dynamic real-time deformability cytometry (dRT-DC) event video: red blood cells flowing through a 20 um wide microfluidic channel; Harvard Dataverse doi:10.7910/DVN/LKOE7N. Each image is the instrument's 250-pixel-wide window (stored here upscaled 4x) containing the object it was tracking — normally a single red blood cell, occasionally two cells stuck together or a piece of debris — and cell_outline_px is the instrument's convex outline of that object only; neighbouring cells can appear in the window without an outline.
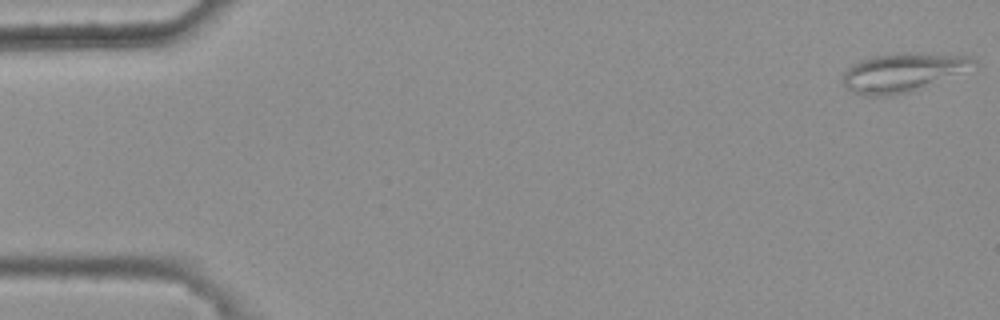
{"species": "common noctule bat (a hibernating species)", "species_latin": "Nyctalus noctula", "temperature_condition": "warm", "stored_images_in_passage": 49, "camera_frame_rate_fps": 3000, "um_per_image_px": 0.085, "animal": {"sex": "female", "body_mass_g": 25.1}, "frame": {"image": 1, "passage_image": 1, "time_ms": 0.0, "image_size_px": [1000, 320], "cell_outline_px": [[980, 64], [912, 92], [892, 96], [864, 96], [852, 92], [840, 84], [840, 72], [860, 60], [876, 56], [900, 52], [920, 52], [972, 56]], "centroid_in_image_um": [76.67, 6.16], "position_along_channel_um": 8.3, "area_um2": 30.23}}
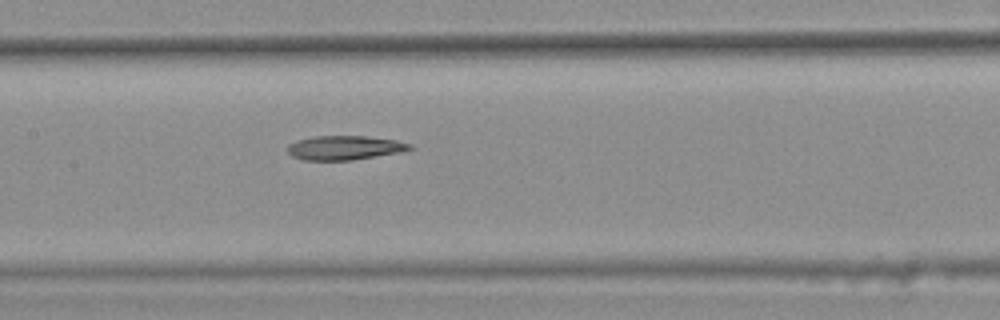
{"frame": {"image": 2, "passage_image": 26, "time_ms": 8.333, "image_size_px": [1000, 320], "cell_outline_px": [[412, 148], [400, 152], [352, 160], [304, 160], [292, 156], [288, 152], [288, 144], [296, 140], [316, 136], [364, 136], [396, 140], [412, 144]], "centroid_in_image_um": [29.27, 12.55], "position_along_channel_um": 178.1, "area_um2": 17.11}}
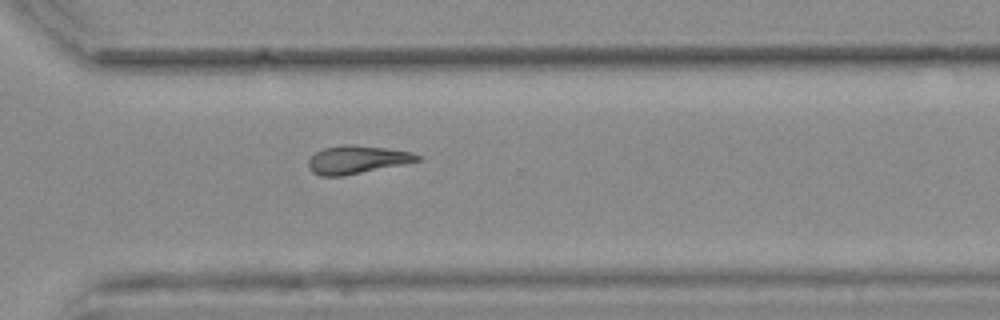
{"frame": {"image": 3, "passage_image": 39, "time_ms": 12.667, "image_size_px": [1000, 320], "cell_outline_px": [[420, 160], [344, 176], [320, 176], [312, 172], [308, 164], [308, 160], [316, 152], [324, 148], [344, 144], [352, 144], [384, 148], [412, 152], [420, 156]], "centroid_in_image_um": [30.3, 13.57], "position_along_channel_um": 340.3, "area_um2": 17.57}}